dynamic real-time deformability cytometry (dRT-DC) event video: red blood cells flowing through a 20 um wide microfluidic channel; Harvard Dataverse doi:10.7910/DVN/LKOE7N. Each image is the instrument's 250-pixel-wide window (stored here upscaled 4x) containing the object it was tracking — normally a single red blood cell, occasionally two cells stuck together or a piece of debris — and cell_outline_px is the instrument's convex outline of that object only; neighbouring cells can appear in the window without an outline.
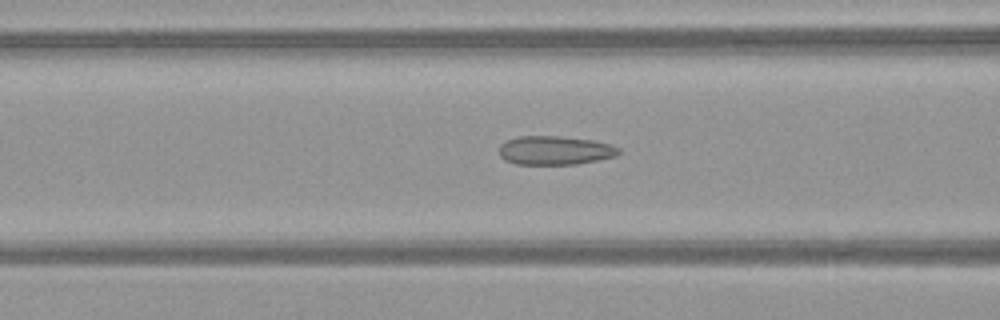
{"species": "common noctule bat (a hibernating species)", "species_latin": "Nyctalus noctula", "temperature_condition": "warm", "stored_images_in_passage": 51, "camera_frame_rate_fps": 3000, "um_per_image_px": 0.085, "animal": {"sex": "female", "body_mass_g": 21.9}, "frame": {"image": 1, "passage_image": 21, "time_ms": 6.667, "image_size_px": [1000, 320], "cell_outline_px": [[620, 152], [616, 156], [576, 164], [516, 164], [504, 160], [500, 156], [500, 144], [508, 140], [520, 136], [560, 136], [592, 140], [612, 144], [620, 148]], "centroid_in_image_um": [47.18, 12.78], "position_along_channel_um": 119.4, "area_um2": 20.06}}
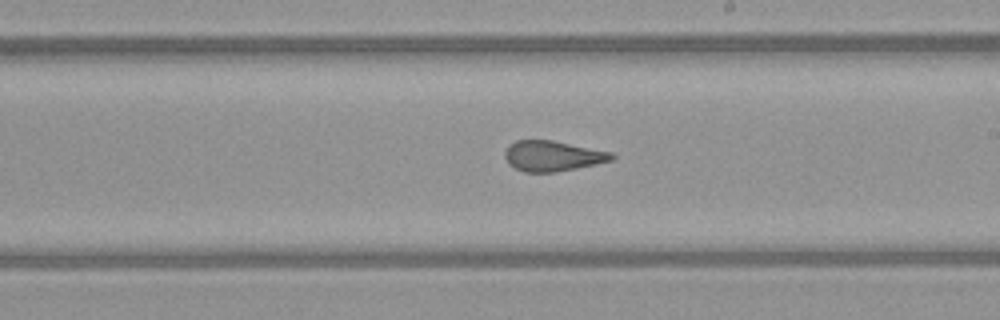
{"frame": {"image": 2, "passage_image": 30, "time_ms": 9.667, "image_size_px": [1000, 320], "cell_outline_px": [[616, 156], [612, 160], [596, 164], [556, 172], [524, 172], [508, 164], [504, 156], [504, 152], [508, 144], [516, 140], [552, 140], [612, 152]], "centroid_in_image_um": [46.95, 13.25], "position_along_channel_um": 242.1, "area_um2": 19.02}}
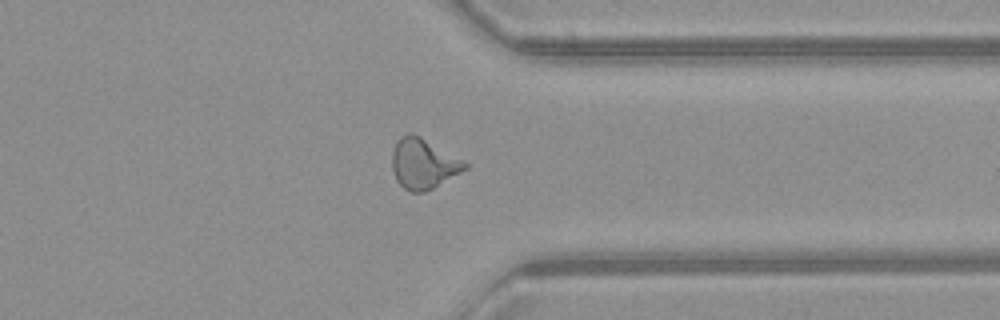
{"frame": {"image": 3, "passage_image": 40, "time_ms": 13.0, "image_size_px": [1000, 320], "cell_outline_px": [[468, 168], [432, 188], [424, 192], [412, 192], [404, 188], [396, 180], [392, 168], [392, 152], [400, 136], [408, 132], [412, 132], [420, 136], [464, 160], [468, 164]], "centroid_in_image_um": [35.97, 13.9], "position_along_channel_um": 375.4, "area_um2": 21.21}, "authors_computed_cell_mechanics": {"area_um2": 20.9814, "velocity_mm_per_s": 4.0763, "shape_relaxation_time_tau1_ms": null, "shape_relaxation_time_tau2_ms": 1.2455, "deformation_change_tau1": null, "deformation_change_tau2": 0.0945}}